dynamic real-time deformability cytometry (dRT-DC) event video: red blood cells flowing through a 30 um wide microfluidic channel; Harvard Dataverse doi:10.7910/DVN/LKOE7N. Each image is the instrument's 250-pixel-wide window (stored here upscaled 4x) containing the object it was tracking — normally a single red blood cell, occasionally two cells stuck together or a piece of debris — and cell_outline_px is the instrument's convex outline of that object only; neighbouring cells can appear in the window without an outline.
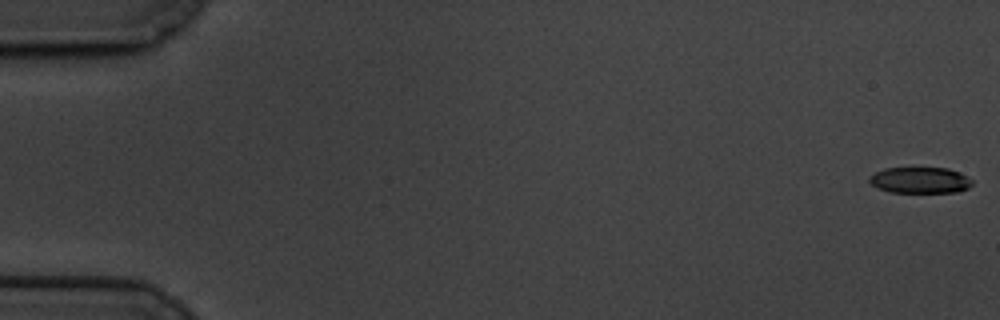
{"species": "common noctule bat (a hibernating species)", "species_latin": "Nyctalus noctula", "temperature_condition": "cold", "stored_images_in_passage": 60, "camera_frame_rate_fps": 3000, "um_per_image_px": 0.085, "animal": {"sex": "male", "body_mass_g": 19.5, "forearm_length_mm": 54.6}, "frame": {"image": 1, "passage_image": 1, "time_ms": 0.0, "image_size_px": [1000, 320], "cell_outline_px": [[972, 184], [968, 188], [960, 192], [888, 192], [876, 188], [868, 180], [876, 172], [884, 168], [948, 168], [960, 172], [968, 176], [972, 180]], "centroid_in_image_um": [78.24, 15.32], "position_along_channel_um": 6.8, "area_um2": 15.72}}
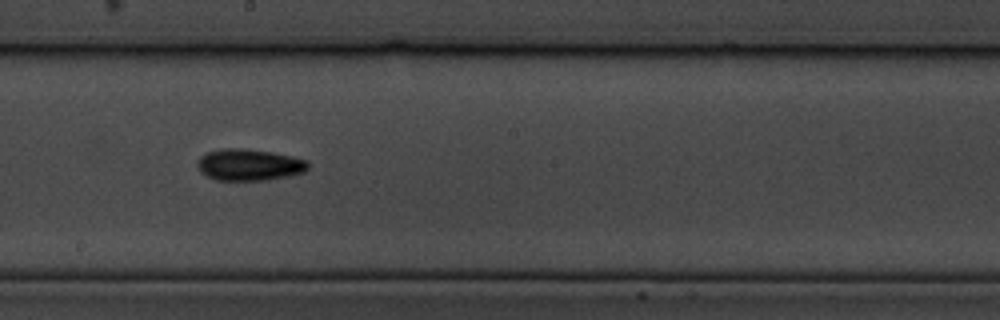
{"frame": {"image": 2, "passage_image": 34, "time_ms": 11.0, "image_size_px": [1000, 320], "cell_outline_px": [[308, 168], [304, 172], [288, 176], [264, 180], [216, 180], [200, 172], [196, 164], [200, 156], [208, 152], [224, 148], [240, 148], [272, 152], [292, 156], [308, 160]], "centroid_in_image_um": [21.17, 14.0], "position_along_channel_um": 227.0, "area_um2": 20.35}}
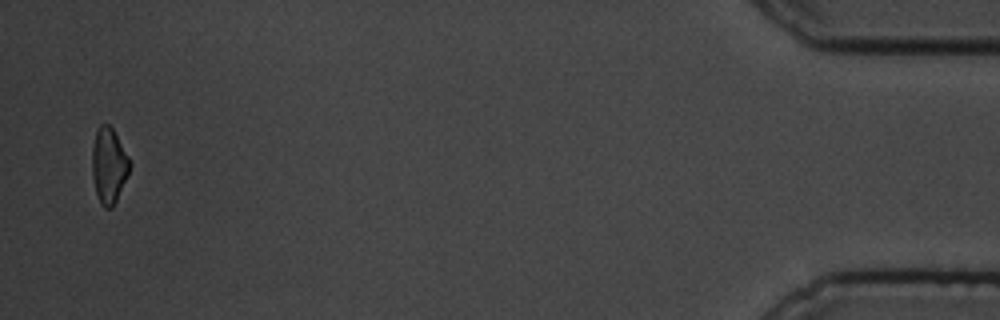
{"frame": {"image": 3, "passage_image": 59, "time_ms": 19.333, "image_size_px": [1000, 320], "cell_outline_px": [[132, 164], [116, 200], [112, 208], [104, 208], [100, 204], [96, 192], [92, 176], [92, 148], [96, 128], [100, 124], [108, 124], [112, 128], [128, 156]], "centroid_in_image_um": [9.23, 14.05], "position_along_channel_um": 426.0, "area_um2": 16.47}, "authors_computed_cell_mechanics": {"area_um2": 17.918, "velocity_mm_per_s": 3.3798, "shape_relaxation_time_tau1_ms": 3.6604, "shape_relaxation_time_tau2_ms": null, "deformation_change_tau1": 0.1206, "deformation_change_tau2": null}}